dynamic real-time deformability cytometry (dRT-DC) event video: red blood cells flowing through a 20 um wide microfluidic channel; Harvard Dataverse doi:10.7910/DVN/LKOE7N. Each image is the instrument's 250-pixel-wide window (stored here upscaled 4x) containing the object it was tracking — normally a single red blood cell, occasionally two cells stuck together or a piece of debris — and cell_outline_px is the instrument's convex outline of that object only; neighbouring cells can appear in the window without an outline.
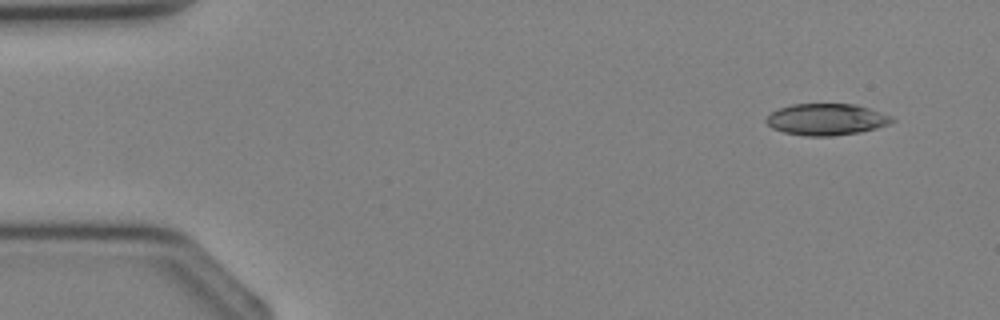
{"species": "Egyptian fruit bat (a non-hibernating species)", "species_latin": "Rousettus aegyptiacus", "temperature_condition": "cold", "stored_images_in_passage": 3, "camera_frame_rate_fps": 3000, "um_per_image_px": 0.085, "animal": {"sex": "female"}, "frame": {"image": 1, "passage_image": 1, "time_ms": 0.0, "image_size_px": [1000, 320], "cell_outline_px": [[896, 120], [888, 124], [876, 128], [860, 132], [832, 136], [804, 136], [784, 132], [772, 128], [764, 120], [772, 112], [780, 108], [792, 104], [856, 104], [892, 116]], "centroid_in_image_um": [70.24, 10.15], "position_along_channel_um": 14.8, "area_um2": 23.06}}